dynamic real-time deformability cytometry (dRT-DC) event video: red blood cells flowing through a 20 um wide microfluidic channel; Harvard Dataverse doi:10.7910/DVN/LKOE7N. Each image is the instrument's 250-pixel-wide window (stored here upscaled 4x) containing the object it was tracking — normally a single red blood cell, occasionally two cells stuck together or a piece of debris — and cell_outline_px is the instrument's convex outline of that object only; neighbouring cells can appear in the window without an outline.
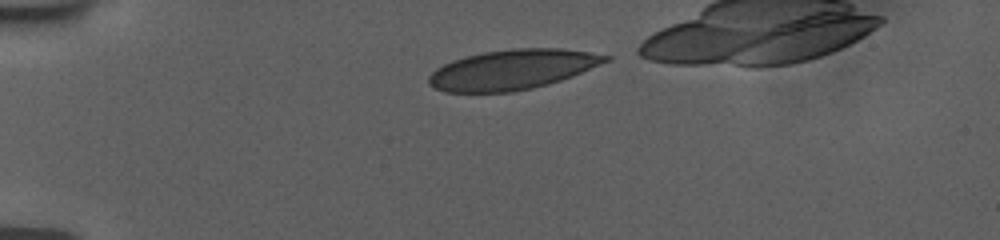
{"species": "human", "species_latin": "Homo sapiens", "temperature_condition": "room temperature", "stored_images_in_passage": 3, "camera_frame_rate_fps": 3000, "um_per_image_px": 0.085, "donor": {"sex": "female"}, "frame": {"image": 1, "passage_image": 1, "time_ms": 0.0, "image_size_px": [1000, 240], "cell_outline_px": [[612, 60], [572, 76], [548, 84], [532, 88], [512, 92], [444, 92], [428, 84], [428, 76], [436, 68], [452, 60], [484, 52], [516, 48], [560, 48], [588, 52], [612, 56]], "centroid_in_image_um": [43.56, 5.91], "position_along_channel_um": 41.4, "area_um2": 41.04}}
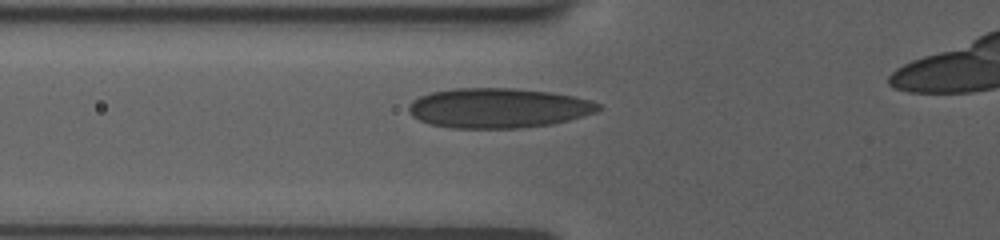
{"frame": {"image": 2, "passage_image": 3, "time_ms": 2.333, "image_size_px": [1000, 240], "cell_outline_px": [[604, 108], [596, 112], [568, 120], [552, 124], [520, 128], [452, 128], [428, 124], [412, 116], [408, 112], [408, 104], [412, 100], [420, 96], [432, 92], [452, 88], [516, 88], [552, 92], [592, 100], [600, 104]], "centroid_in_image_um": [42.35, 9.18], "position_along_channel_um": 83.5, "area_um2": 44.39}}